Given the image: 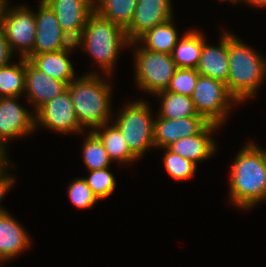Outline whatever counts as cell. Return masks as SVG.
Listing matches in <instances>:
<instances>
[{"mask_svg":"<svg viewBox=\"0 0 266 267\" xmlns=\"http://www.w3.org/2000/svg\"><path fill=\"white\" fill-rule=\"evenodd\" d=\"M245 144L230 167L228 193L229 201L242 210L266 200V150L255 142Z\"/></svg>","mask_w":266,"mask_h":267,"instance_id":"obj_1","label":"cell"},{"mask_svg":"<svg viewBox=\"0 0 266 267\" xmlns=\"http://www.w3.org/2000/svg\"><path fill=\"white\" fill-rule=\"evenodd\" d=\"M100 75L96 71L88 72L77 76L67 86L76 118L84 130L87 127L93 131L112 120V86Z\"/></svg>","mask_w":266,"mask_h":267,"instance_id":"obj_2","label":"cell"},{"mask_svg":"<svg viewBox=\"0 0 266 267\" xmlns=\"http://www.w3.org/2000/svg\"><path fill=\"white\" fill-rule=\"evenodd\" d=\"M229 72L228 92L238 103L248 101L257 94L266 79V58L242 39L228 33Z\"/></svg>","mask_w":266,"mask_h":267,"instance_id":"obj_3","label":"cell"},{"mask_svg":"<svg viewBox=\"0 0 266 267\" xmlns=\"http://www.w3.org/2000/svg\"><path fill=\"white\" fill-rule=\"evenodd\" d=\"M84 39V51L89 53L104 75L112 76L120 51L130 44L125 30L94 11L86 21Z\"/></svg>","mask_w":266,"mask_h":267,"instance_id":"obj_4","label":"cell"},{"mask_svg":"<svg viewBox=\"0 0 266 267\" xmlns=\"http://www.w3.org/2000/svg\"><path fill=\"white\" fill-rule=\"evenodd\" d=\"M151 110V111H150ZM147 100H134L115 112L113 123L119 128L130 151L140 159L154 146V114ZM153 116V117H152Z\"/></svg>","mask_w":266,"mask_h":267,"instance_id":"obj_5","label":"cell"},{"mask_svg":"<svg viewBox=\"0 0 266 267\" xmlns=\"http://www.w3.org/2000/svg\"><path fill=\"white\" fill-rule=\"evenodd\" d=\"M129 46H136L134 80L139 89L149 95L166 90L177 69L172 55L144 49L137 41L130 42Z\"/></svg>","mask_w":266,"mask_h":267,"instance_id":"obj_6","label":"cell"},{"mask_svg":"<svg viewBox=\"0 0 266 267\" xmlns=\"http://www.w3.org/2000/svg\"><path fill=\"white\" fill-rule=\"evenodd\" d=\"M191 98L197 113L219 126L227 121L232 106L239 104L225 83L203 75H199Z\"/></svg>","mask_w":266,"mask_h":267,"instance_id":"obj_7","label":"cell"},{"mask_svg":"<svg viewBox=\"0 0 266 267\" xmlns=\"http://www.w3.org/2000/svg\"><path fill=\"white\" fill-rule=\"evenodd\" d=\"M8 3L3 9L0 25L12 53L18 50L19 58H26L33 51L36 38L35 12L26 5L8 8Z\"/></svg>","mask_w":266,"mask_h":267,"instance_id":"obj_8","label":"cell"},{"mask_svg":"<svg viewBox=\"0 0 266 267\" xmlns=\"http://www.w3.org/2000/svg\"><path fill=\"white\" fill-rule=\"evenodd\" d=\"M43 126L53 132L70 134L84 133L73 107L69 90L66 89L35 112V129Z\"/></svg>","mask_w":266,"mask_h":267,"instance_id":"obj_9","label":"cell"},{"mask_svg":"<svg viewBox=\"0 0 266 267\" xmlns=\"http://www.w3.org/2000/svg\"><path fill=\"white\" fill-rule=\"evenodd\" d=\"M18 98H0V148L5 153L10 140L30 135L36 130L35 112L20 105Z\"/></svg>","mask_w":266,"mask_h":267,"instance_id":"obj_10","label":"cell"},{"mask_svg":"<svg viewBox=\"0 0 266 267\" xmlns=\"http://www.w3.org/2000/svg\"><path fill=\"white\" fill-rule=\"evenodd\" d=\"M171 0H138L130 25L125 33L130 42L136 41L146 31L173 17Z\"/></svg>","mask_w":266,"mask_h":267,"instance_id":"obj_11","label":"cell"},{"mask_svg":"<svg viewBox=\"0 0 266 267\" xmlns=\"http://www.w3.org/2000/svg\"><path fill=\"white\" fill-rule=\"evenodd\" d=\"M67 84L36 68L25 58V96L33 105V112L67 89Z\"/></svg>","mask_w":266,"mask_h":267,"instance_id":"obj_12","label":"cell"},{"mask_svg":"<svg viewBox=\"0 0 266 267\" xmlns=\"http://www.w3.org/2000/svg\"><path fill=\"white\" fill-rule=\"evenodd\" d=\"M209 122L203 116H188L168 119L156 116L154 119V146L166 148L173 142L198 134Z\"/></svg>","mask_w":266,"mask_h":267,"instance_id":"obj_13","label":"cell"},{"mask_svg":"<svg viewBox=\"0 0 266 267\" xmlns=\"http://www.w3.org/2000/svg\"><path fill=\"white\" fill-rule=\"evenodd\" d=\"M219 128V125L209 122L198 134L179 139L169 145L168 148L198 165V162L214 156L217 145L214 143L212 133Z\"/></svg>","mask_w":266,"mask_h":267,"instance_id":"obj_14","label":"cell"},{"mask_svg":"<svg viewBox=\"0 0 266 267\" xmlns=\"http://www.w3.org/2000/svg\"><path fill=\"white\" fill-rule=\"evenodd\" d=\"M36 38L33 51L29 55H37L60 51L62 38L61 26L51 8L42 0L35 12Z\"/></svg>","mask_w":266,"mask_h":267,"instance_id":"obj_15","label":"cell"},{"mask_svg":"<svg viewBox=\"0 0 266 267\" xmlns=\"http://www.w3.org/2000/svg\"><path fill=\"white\" fill-rule=\"evenodd\" d=\"M9 212L0 213V263L17 257L31 246L26 229Z\"/></svg>","mask_w":266,"mask_h":267,"instance_id":"obj_16","label":"cell"},{"mask_svg":"<svg viewBox=\"0 0 266 267\" xmlns=\"http://www.w3.org/2000/svg\"><path fill=\"white\" fill-rule=\"evenodd\" d=\"M218 43V46H212L204 41L196 70L200 75L226 84L229 72L228 32H223Z\"/></svg>","mask_w":266,"mask_h":267,"instance_id":"obj_17","label":"cell"},{"mask_svg":"<svg viewBox=\"0 0 266 267\" xmlns=\"http://www.w3.org/2000/svg\"><path fill=\"white\" fill-rule=\"evenodd\" d=\"M54 12L62 31L74 27H85L86 21L95 11L92 0H42Z\"/></svg>","mask_w":266,"mask_h":267,"instance_id":"obj_18","label":"cell"},{"mask_svg":"<svg viewBox=\"0 0 266 267\" xmlns=\"http://www.w3.org/2000/svg\"><path fill=\"white\" fill-rule=\"evenodd\" d=\"M36 68L47 75L69 85L76 77L69 53L62 51L28 55L26 57Z\"/></svg>","mask_w":266,"mask_h":267,"instance_id":"obj_19","label":"cell"},{"mask_svg":"<svg viewBox=\"0 0 266 267\" xmlns=\"http://www.w3.org/2000/svg\"><path fill=\"white\" fill-rule=\"evenodd\" d=\"M93 132L103 143L104 148L112 161L127 165L139 160L130 151L121 131L112 121L94 129Z\"/></svg>","mask_w":266,"mask_h":267,"instance_id":"obj_20","label":"cell"},{"mask_svg":"<svg viewBox=\"0 0 266 267\" xmlns=\"http://www.w3.org/2000/svg\"><path fill=\"white\" fill-rule=\"evenodd\" d=\"M205 39V35L198 29L185 32L171 54L176 67L196 69Z\"/></svg>","mask_w":266,"mask_h":267,"instance_id":"obj_21","label":"cell"},{"mask_svg":"<svg viewBox=\"0 0 266 267\" xmlns=\"http://www.w3.org/2000/svg\"><path fill=\"white\" fill-rule=\"evenodd\" d=\"M171 18L167 22L157 25L146 31L136 41L144 49L165 54H172L174 47L179 41L178 32Z\"/></svg>","mask_w":266,"mask_h":267,"instance_id":"obj_22","label":"cell"},{"mask_svg":"<svg viewBox=\"0 0 266 267\" xmlns=\"http://www.w3.org/2000/svg\"><path fill=\"white\" fill-rule=\"evenodd\" d=\"M155 95L161 98L160 109L157 112L159 117L181 119L188 116H201L197 113L191 97L166 90Z\"/></svg>","mask_w":266,"mask_h":267,"instance_id":"obj_23","label":"cell"},{"mask_svg":"<svg viewBox=\"0 0 266 267\" xmlns=\"http://www.w3.org/2000/svg\"><path fill=\"white\" fill-rule=\"evenodd\" d=\"M137 2L138 0H96L94 6L100 16L125 30L133 19Z\"/></svg>","mask_w":266,"mask_h":267,"instance_id":"obj_24","label":"cell"},{"mask_svg":"<svg viewBox=\"0 0 266 267\" xmlns=\"http://www.w3.org/2000/svg\"><path fill=\"white\" fill-rule=\"evenodd\" d=\"M0 68V98L20 97L25 92V58Z\"/></svg>","mask_w":266,"mask_h":267,"instance_id":"obj_25","label":"cell"},{"mask_svg":"<svg viewBox=\"0 0 266 267\" xmlns=\"http://www.w3.org/2000/svg\"><path fill=\"white\" fill-rule=\"evenodd\" d=\"M88 132L82 146L84 165L88 171L109 168L112 160L103 143L93 131Z\"/></svg>","mask_w":266,"mask_h":267,"instance_id":"obj_26","label":"cell"},{"mask_svg":"<svg viewBox=\"0 0 266 267\" xmlns=\"http://www.w3.org/2000/svg\"><path fill=\"white\" fill-rule=\"evenodd\" d=\"M162 149L165 151L163 156L164 168L174 180L182 181L193 178L198 166L196 163L172 152L168 147Z\"/></svg>","mask_w":266,"mask_h":267,"instance_id":"obj_27","label":"cell"},{"mask_svg":"<svg viewBox=\"0 0 266 267\" xmlns=\"http://www.w3.org/2000/svg\"><path fill=\"white\" fill-rule=\"evenodd\" d=\"M89 177H83L99 200L111 196L116 188V179L109 168L88 171Z\"/></svg>","mask_w":266,"mask_h":267,"instance_id":"obj_28","label":"cell"},{"mask_svg":"<svg viewBox=\"0 0 266 267\" xmlns=\"http://www.w3.org/2000/svg\"><path fill=\"white\" fill-rule=\"evenodd\" d=\"M67 192L71 203L79 209H90L99 201L83 177L74 179Z\"/></svg>","mask_w":266,"mask_h":267,"instance_id":"obj_29","label":"cell"},{"mask_svg":"<svg viewBox=\"0 0 266 267\" xmlns=\"http://www.w3.org/2000/svg\"><path fill=\"white\" fill-rule=\"evenodd\" d=\"M199 75L193 68H177L166 91L191 97Z\"/></svg>","mask_w":266,"mask_h":267,"instance_id":"obj_30","label":"cell"},{"mask_svg":"<svg viewBox=\"0 0 266 267\" xmlns=\"http://www.w3.org/2000/svg\"><path fill=\"white\" fill-rule=\"evenodd\" d=\"M85 27H74L62 31V38L60 41V51L65 53H72L77 47H82L84 51L85 43ZM73 49V50H72Z\"/></svg>","mask_w":266,"mask_h":267,"instance_id":"obj_31","label":"cell"},{"mask_svg":"<svg viewBox=\"0 0 266 267\" xmlns=\"http://www.w3.org/2000/svg\"><path fill=\"white\" fill-rule=\"evenodd\" d=\"M11 160H7L1 167H0V203L3 197L9 192L12 188L13 184L15 183L14 176H12L9 172L7 173L6 170L12 164L9 162ZM8 212L5 208L0 205V213Z\"/></svg>","mask_w":266,"mask_h":267,"instance_id":"obj_32","label":"cell"},{"mask_svg":"<svg viewBox=\"0 0 266 267\" xmlns=\"http://www.w3.org/2000/svg\"><path fill=\"white\" fill-rule=\"evenodd\" d=\"M13 53L7 43L5 32L0 25V68L9 64L12 61Z\"/></svg>","mask_w":266,"mask_h":267,"instance_id":"obj_33","label":"cell"},{"mask_svg":"<svg viewBox=\"0 0 266 267\" xmlns=\"http://www.w3.org/2000/svg\"><path fill=\"white\" fill-rule=\"evenodd\" d=\"M247 3L253 7L266 8V0H247Z\"/></svg>","mask_w":266,"mask_h":267,"instance_id":"obj_34","label":"cell"},{"mask_svg":"<svg viewBox=\"0 0 266 267\" xmlns=\"http://www.w3.org/2000/svg\"><path fill=\"white\" fill-rule=\"evenodd\" d=\"M7 154L0 148V167L9 159Z\"/></svg>","mask_w":266,"mask_h":267,"instance_id":"obj_35","label":"cell"},{"mask_svg":"<svg viewBox=\"0 0 266 267\" xmlns=\"http://www.w3.org/2000/svg\"><path fill=\"white\" fill-rule=\"evenodd\" d=\"M8 2V0H0V18L2 16L3 13V9L5 7V4Z\"/></svg>","mask_w":266,"mask_h":267,"instance_id":"obj_36","label":"cell"},{"mask_svg":"<svg viewBox=\"0 0 266 267\" xmlns=\"http://www.w3.org/2000/svg\"><path fill=\"white\" fill-rule=\"evenodd\" d=\"M220 1H229V2H232V3H240V2H245V3H247V0H220Z\"/></svg>","mask_w":266,"mask_h":267,"instance_id":"obj_37","label":"cell"}]
</instances>
